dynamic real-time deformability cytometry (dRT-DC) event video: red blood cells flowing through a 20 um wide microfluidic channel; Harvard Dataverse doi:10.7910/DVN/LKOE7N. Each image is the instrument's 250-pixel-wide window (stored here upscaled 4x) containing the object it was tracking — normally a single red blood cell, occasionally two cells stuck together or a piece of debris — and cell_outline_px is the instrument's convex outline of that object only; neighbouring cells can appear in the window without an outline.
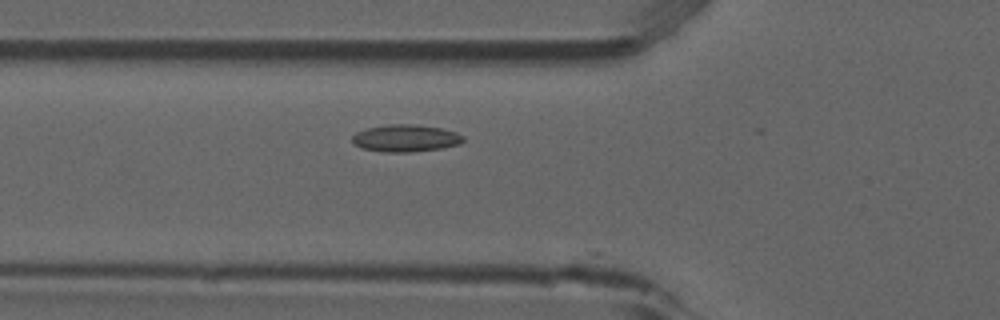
{"species": "common noctule bat (a hibernating species)", "species_latin": "Nyctalus noctula", "temperature_condition": "room temperature", "stored_images_in_passage": 18, "camera_frame_rate_fps": 3000, "um_per_image_px": 0.085, "animal": {"sex": "male", "forearm_length_mm": 52.5}, "frame": {"image": 1, "passage_image": 15, "time_ms": 4.667, "image_size_px": [1000, 320], "cell_outline_px": [[464, 140], [460, 144], [440, 148], [412, 152], [384, 152], [360, 148], [352, 144], [352, 136], [356, 132], [368, 128], [388, 124], [412, 124], [440, 128], [456, 132], [464, 136]], "centroid_in_image_um": [34.45, 11.75], "position_along_channel_um": 91.4, "area_um2": 17.63}}